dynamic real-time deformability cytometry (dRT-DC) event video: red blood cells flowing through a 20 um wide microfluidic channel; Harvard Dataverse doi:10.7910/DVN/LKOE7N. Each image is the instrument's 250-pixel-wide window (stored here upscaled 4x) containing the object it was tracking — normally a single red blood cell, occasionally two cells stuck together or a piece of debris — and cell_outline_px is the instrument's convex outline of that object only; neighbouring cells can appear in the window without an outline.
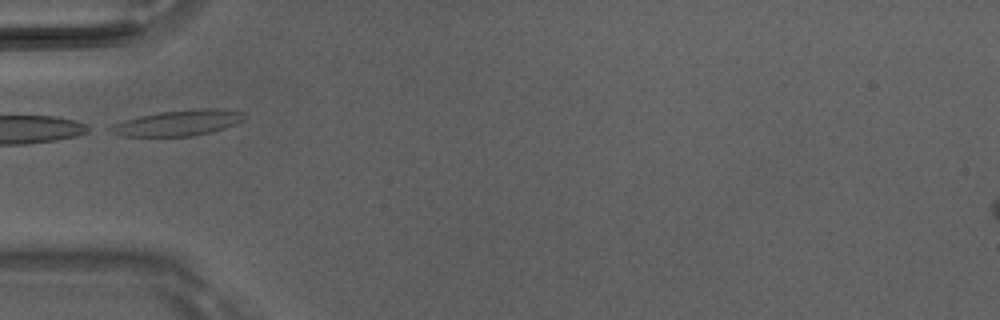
{"species": "Egyptian fruit bat (a non-hibernating species)", "species_latin": "Rousettus aegyptiacus", "temperature_condition": "room temperature", "stored_images_in_passage": 3, "camera_frame_rate_fps": 3000, "um_per_image_px": 0.085, "animal": {"sex": "male"}, "frame": {"image": 1, "passage_image": 3, "time_ms": 0.667, "image_size_px": [1000, 320], "cell_outline_px": [[244, 120], [236, 124], [212, 132], [192, 136], [120, 136], [104, 128], [112, 124], [124, 120], [140, 116], [160, 112], [196, 108], [224, 108], [244, 112]], "centroid_in_image_um": [15.15, 10.44], "position_along_channel_um": 69.8, "area_um2": 20.29}}